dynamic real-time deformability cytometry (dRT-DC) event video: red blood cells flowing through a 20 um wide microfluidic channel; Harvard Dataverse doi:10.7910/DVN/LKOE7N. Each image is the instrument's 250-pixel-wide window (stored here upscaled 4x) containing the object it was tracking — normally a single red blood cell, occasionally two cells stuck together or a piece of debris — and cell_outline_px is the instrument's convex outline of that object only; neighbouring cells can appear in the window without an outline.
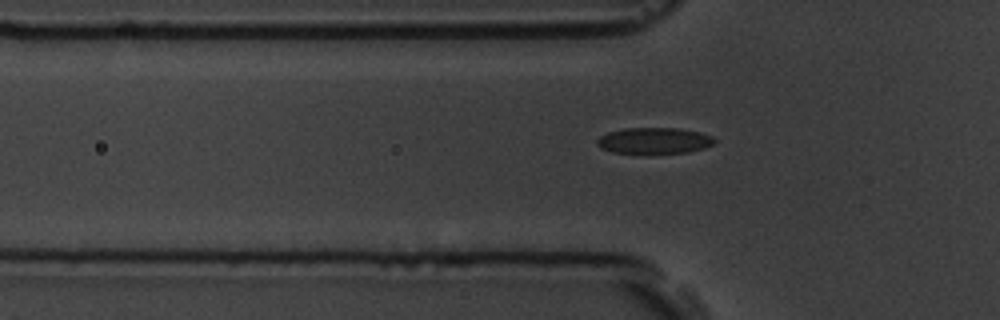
{"species": "common noctule bat (a hibernating species)", "species_latin": "Nyctalus noctula", "temperature_condition": "room temperature", "stored_images_in_passage": 8, "segment_of_instrument_passage": [2, 2], "camera_frame_rate_fps": 3000, "um_per_image_px": 0.085, "animal": {"sex": "male", "body_mass_g": 19.5, "forearm_length_mm": 54.6}, "frame": {"image": 1, "passage_image": 8, "time_ms": 8.0, "image_size_px": [1000, 320], "cell_outline_px": [[716, 140], [712, 144], [704, 148], [688, 152], [648, 156], [612, 152], [600, 148], [596, 144], [596, 140], [600, 136], [608, 132], [624, 128], [676, 128], [700, 132], [712, 136]], "centroid_in_image_um": [55.56, 12.0], "position_along_channel_um": 70.2, "area_um2": 18.67}}